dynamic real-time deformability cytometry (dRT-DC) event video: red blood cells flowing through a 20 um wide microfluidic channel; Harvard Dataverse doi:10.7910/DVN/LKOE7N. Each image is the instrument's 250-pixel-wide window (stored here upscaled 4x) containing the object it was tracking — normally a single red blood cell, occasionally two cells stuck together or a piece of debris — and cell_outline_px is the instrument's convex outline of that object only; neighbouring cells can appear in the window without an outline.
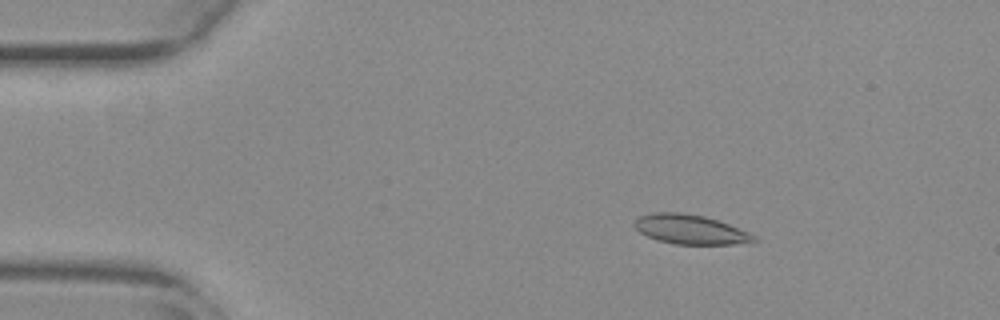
{"species": "common noctule bat (a hibernating species)", "species_latin": "Nyctalus noctula", "temperature_condition": "warm", "stored_images_in_passage": 54, "camera_frame_rate_fps": 3000, "um_per_image_px": 0.085, "animal": {"sex": "female", "body_mass_g": 29.2, "forearm_length_mm": 56.3}, "frame": {"image": 1, "passage_image": 8, "time_ms": 2.333, "image_size_px": [1000, 320], "cell_outline_px": [[756, 240], [732, 244], [676, 244], [660, 240], [648, 236], [640, 232], [632, 224], [640, 216], [652, 212], [680, 212], [704, 216], [728, 224], [748, 232], [756, 236]], "centroid_in_image_um": [58.64, 19.49], "position_along_channel_um": 26.4, "area_um2": 20.11}}
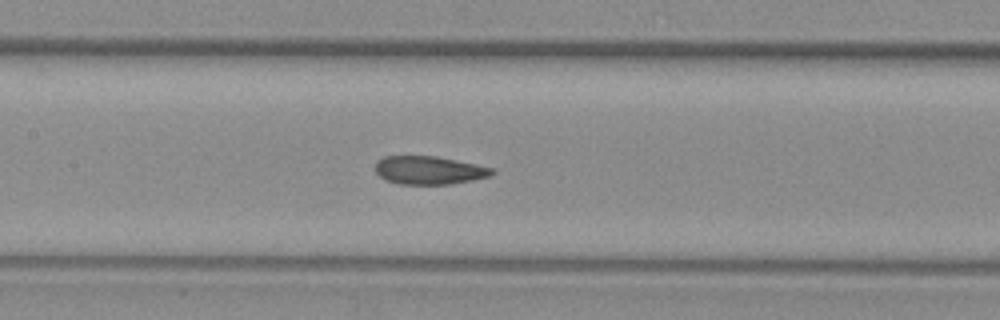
{"frame": {"image": 2, "passage_image": 25, "time_ms": 8.0, "image_size_px": [1000, 320], "cell_outline_px": [[496, 172], [492, 176], [452, 184], [400, 184], [388, 180], [380, 176], [376, 172], [376, 160], [384, 156], [436, 156], [476, 164], [492, 168]], "centroid_in_image_um": [36.5, 14.47], "position_along_channel_um": 170.9, "area_um2": 19.19}}
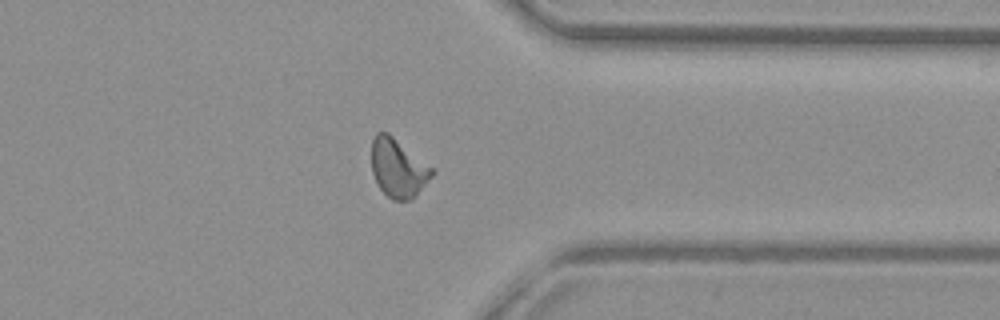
{"frame": {"image": 3, "passage_image": 42, "time_ms": 13.667, "image_size_px": [1000, 320], "cell_outline_px": [[436, 172], [416, 196], [412, 200], [392, 200], [380, 188], [372, 172], [372, 140], [376, 132], [388, 132], [436, 168]], "centroid_in_image_um": [33.89, 14.27], "position_along_channel_um": 377.5, "area_um2": 21.04}, "authors_computed_cell_mechanics": {"area_um2": 20.23, "velocity_mm_per_s": 3.7697, "shape_relaxation_time_tau1_ms": 8.4736, "shape_relaxation_time_tau2_ms": 1.6412, "deformation_change_tau1": 0.2256, "deformation_change_tau2": 0.091}}